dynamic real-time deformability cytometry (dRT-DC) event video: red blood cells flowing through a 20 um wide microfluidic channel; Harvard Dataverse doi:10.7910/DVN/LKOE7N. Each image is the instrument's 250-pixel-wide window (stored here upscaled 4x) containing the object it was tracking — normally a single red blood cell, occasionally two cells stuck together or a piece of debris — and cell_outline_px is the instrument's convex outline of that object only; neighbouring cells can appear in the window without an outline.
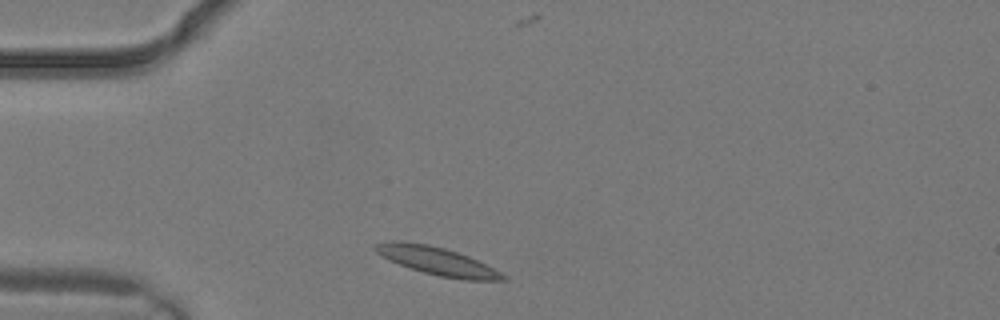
{"species": "common noctule bat (a hibernating species)", "species_latin": "Nyctalus noctula", "temperature_condition": "warm", "stored_images_in_passage": 1, "camera_frame_rate_fps": 3000, "um_per_image_px": 0.085, "animal": {"sex": "male", "body_mass_g": 19.2, "forearm_length_mm": 51.8}, "frame": {"image": 1, "passage_image": 1, "time_ms": 0.0, "image_size_px": [1000, 320], "cell_outline_px": [[508, 276], [504, 280], [464, 280], [440, 276], [424, 272], [400, 264], [376, 252], [372, 248], [376, 244], [392, 240], [400, 240], [428, 244], [444, 248], [468, 256]], "centroid_in_image_um": [37.15, 22.17], "position_along_channel_um": 47.8, "area_um2": 20.35}}